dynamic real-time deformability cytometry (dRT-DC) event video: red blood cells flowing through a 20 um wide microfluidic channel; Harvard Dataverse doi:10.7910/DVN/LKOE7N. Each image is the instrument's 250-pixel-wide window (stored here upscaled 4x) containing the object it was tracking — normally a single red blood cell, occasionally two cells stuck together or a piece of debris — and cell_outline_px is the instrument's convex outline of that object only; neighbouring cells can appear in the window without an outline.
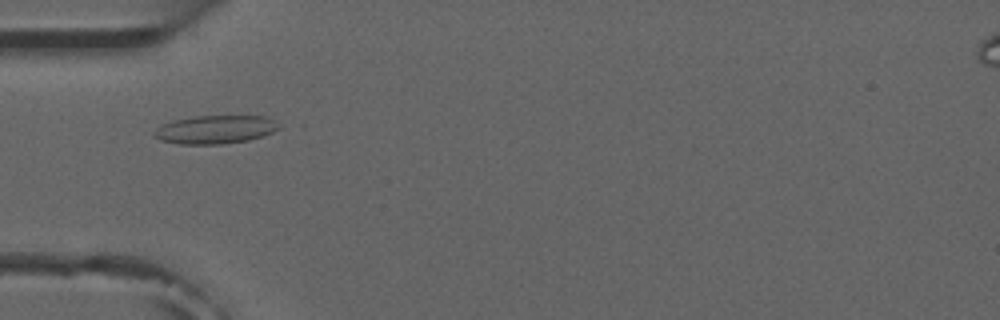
{"species": "common noctule bat (a hibernating species)", "species_latin": "Nyctalus noctula", "temperature_condition": "room temperature", "stored_images_in_passage": 6, "camera_frame_rate_fps": 3000, "um_per_image_px": 0.085, "animal": {"sex": "male", "forearm_length_mm": 52.5}, "frame": {"image": 1, "passage_image": 3, "time_ms": 3.333, "image_size_px": [1000, 320], "cell_outline_px": [[280, 128], [272, 132], [248, 140], [220, 144], [180, 144], [160, 140], [152, 136], [152, 132], [156, 128], [172, 120], [192, 116], [264, 116], [280, 124]], "centroid_in_image_um": [18.24, 11.0], "position_along_channel_um": 66.8, "area_um2": 20.58}}
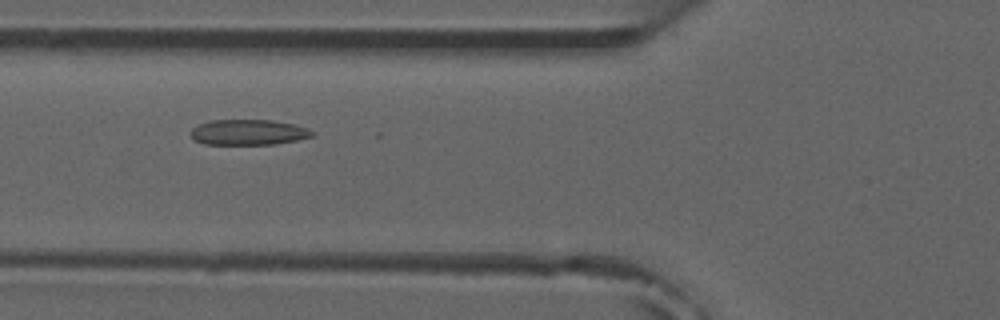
{"frame": {"image": 2, "passage_image": 4, "time_ms": 4.333, "image_size_px": [1000, 320], "cell_outline_px": [[312, 136], [296, 140], [272, 144], [204, 144], [196, 140], [188, 132], [192, 128], [208, 120], [272, 120], [292, 124], [304, 128], [312, 132]], "centroid_in_image_um": [21.03, 11.24], "position_along_channel_um": 104.8, "area_um2": 17.74}}
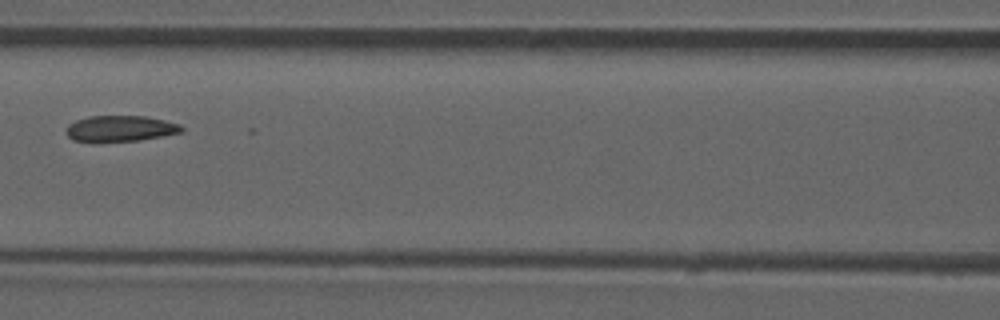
{"frame": {"image": 3, "passage_image": 5, "time_ms": 5.667, "image_size_px": [1000, 320], "cell_outline_px": [[184, 128], [180, 132], [140, 140], [72, 140], [64, 132], [68, 124], [76, 120], [88, 116], [144, 116], [164, 120], [180, 124]], "centroid_in_image_um": [10.2, 10.9], "position_along_channel_um": 156.4, "area_um2": 16.99}}